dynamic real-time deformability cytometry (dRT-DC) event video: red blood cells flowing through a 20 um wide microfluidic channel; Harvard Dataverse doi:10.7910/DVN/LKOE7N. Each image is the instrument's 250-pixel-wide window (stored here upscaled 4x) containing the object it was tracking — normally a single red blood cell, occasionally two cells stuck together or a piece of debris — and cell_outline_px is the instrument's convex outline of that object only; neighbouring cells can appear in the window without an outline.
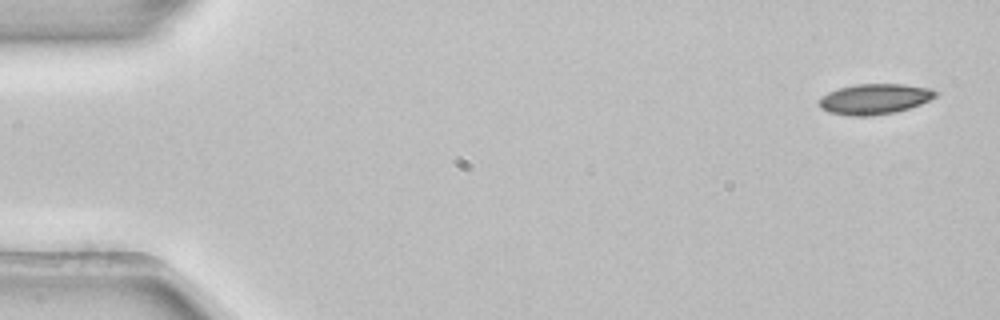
{"species": "common noctule bat (a hibernating species)", "species_latin": "Nyctalus noctula", "temperature_condition": "room temperature", "stored_images_in_passage": 4, "camera_frame_rate_fps": 3000, "um_per_image_px": 0.085, "animal": {"sex": "female", "body_mass_g": 22.7, "forearm_length_mm": 54.2}, "frame": {"image": 1, "passage_image": 1, "time_ms": 0.0, "image_size_px": [1000, 320], "cell_outline_px": [[940, 92], [936, 96], [920, 104], [896, 112], [868, 116], [848, 116], [828, 112], [820, 108], [820, 96], [836, 88], [856, 84], [904, 84], [932, 88]], "centroid_in_image_um": [74.33, 8.41], "position_along_channel_um": 10.7, "area_um2": 20.87}}
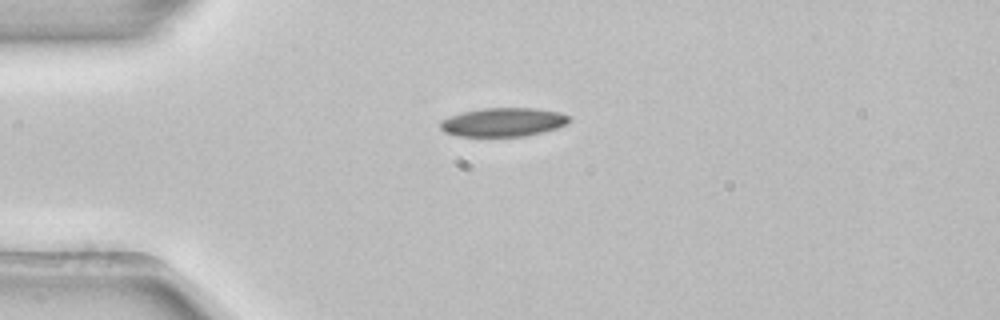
{"frame": {"image": 2, "passage_image": 4, "time_ms": 1.0, "image_size_px": [1000, 320], "cell_outline_px": [[572, 120], [568, 124], [544, 132], [524, 136], [456, 136], [444, 132], [440, 128], [440, 120], [464, 112], [480, 108], [536, 108], [560, 112], [572, 116]], "centroid_in_image_um": [42.83, 10.38], "position_along_channel_um": 42.2, "area_um2": 21.79}}